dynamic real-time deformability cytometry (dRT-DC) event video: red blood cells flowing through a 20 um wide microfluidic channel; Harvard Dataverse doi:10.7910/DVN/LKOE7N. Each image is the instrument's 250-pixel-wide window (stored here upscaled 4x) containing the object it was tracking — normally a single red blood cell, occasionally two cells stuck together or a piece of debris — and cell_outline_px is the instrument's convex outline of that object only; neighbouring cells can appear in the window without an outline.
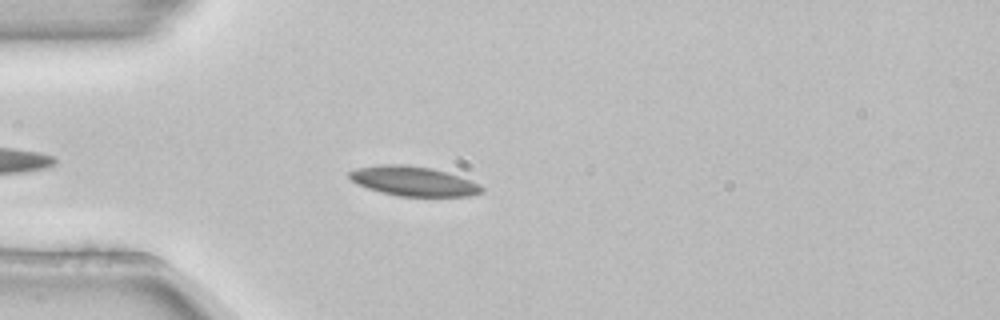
{"species": "common noctule bat (a hibernating species)", "species_latin": "Nyctalus noctula", "temperature_condition": "room temperature", "stored_images_in_passage": 3, "camera_frame_rate_fps": 3000, "um_per_image_px": 0.085, "animal": {"sex": "female", "body_mass_g": 22.7, "forearm_length_mm": 54.2}, "frame": {"image": 1, "passage_image": 3, "time_ms": 0.667, "image_size_px": [1000, 320], "cell_outline_px": [[484, 192], [472, 196], [400, 196], [380, 192], [356, 184], [348, 176], [348, 172], [356, 168], [380, 164], [400, 164], [432, 168], [448, 172], [480, 184], [484, 188]], "centroid_in_image_um": [35.15, 15.4], "position_along_channel_um": 49.9, "area_um2": 22.95}}